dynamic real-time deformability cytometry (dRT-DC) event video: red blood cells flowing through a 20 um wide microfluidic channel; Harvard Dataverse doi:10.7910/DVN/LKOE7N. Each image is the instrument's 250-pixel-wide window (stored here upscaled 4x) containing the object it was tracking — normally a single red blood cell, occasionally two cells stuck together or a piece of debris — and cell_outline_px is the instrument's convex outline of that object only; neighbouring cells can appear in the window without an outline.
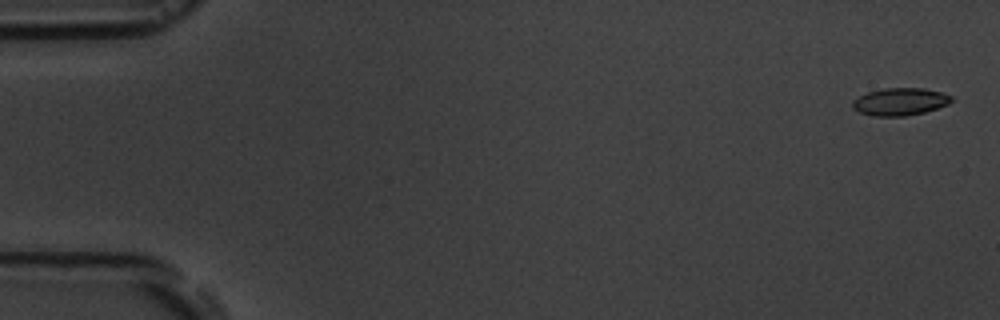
{"species": "common noctule bat (a hibernating species)", "species_latin": "Nyctalus noctula", "temperature_condition": "room temperature", "stored_images_in_passage": 5, "camera_frame_rate_fps": 3000, "um_per_image_px": 0.085, "animal": {"sex": "male", "body_mass_g": 19.5, "forearm_length_mm": 54.6}, "frame": {"image": 1, "passage_image": 1, "time_ms": 0.0, "image_size_px": [1000, 320], "cell_outline_px": [[952, 100], [948, 104], [924, 112], [904, 116], [872, 116], [860, 112], [852, 108], [852, 100], [868, 92], [884, 88], [924, 88], [940, 92], [952, 96]], "centroid_in_image_um": [76.48, 8.64], "position_along_channel_um": 8.5, "area_um2": 15.72}}
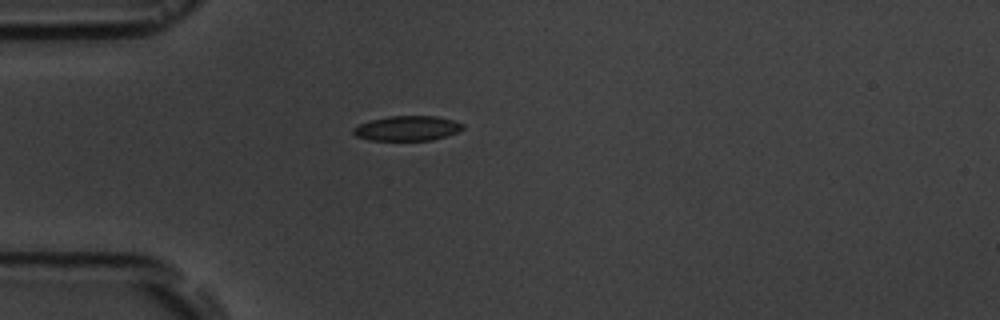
{"frame": {"image": 2, "passage_image": 5, "time_ms": 4.667, "image_size_px": [1000, 320], "cell_outline_px": [[464, 128], [456, 132], [432, 140], [368, 140], [356, 136], [352, 132], [352, 128], [360, 124], [372, 120], [388, 116], [436, 116], [452, 120], [464, 124]], "centroid_in_image_um": [34.59, 10.9], "position_along_channel_um": 50.4, "area_um2": 15.72}}